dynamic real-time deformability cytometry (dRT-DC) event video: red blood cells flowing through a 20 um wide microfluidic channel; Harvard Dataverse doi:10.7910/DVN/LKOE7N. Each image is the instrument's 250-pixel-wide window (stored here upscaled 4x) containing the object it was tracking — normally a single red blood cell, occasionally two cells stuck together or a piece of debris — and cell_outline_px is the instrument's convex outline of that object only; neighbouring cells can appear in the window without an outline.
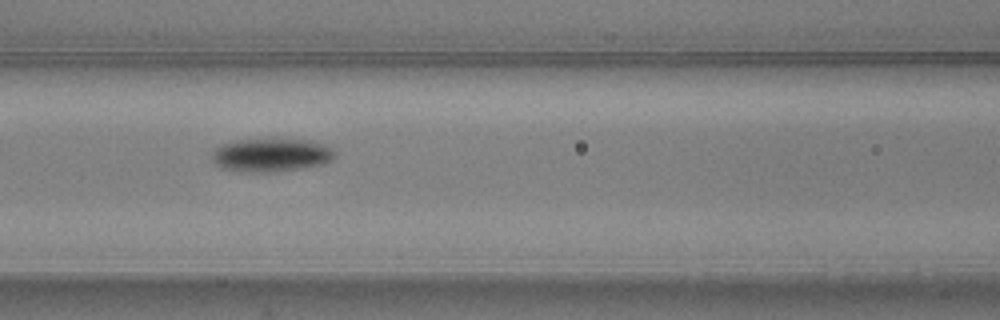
{"species": "common noctule bat (a hibernating species)", "species_latin": "Nyctalus noctula", "temperature_condition": "warm", "stored_images_in_passage": 16, "camera_frame_rate_fps": 3000, "um_per_image_px": 0.085, "animal": {"sex": "male", "body_mass_g": 20.5, "forearm_length_mm": 52.5}, "frame": {"image": 1, "passage_image": 9, "time_ms": 2.667, "image_size_px": [1000, 320], "cell_outline_px": [[336, 156], [332, 160], [324, 164], [272, 172], [240, 172], [220, 168], [212, 160], [212, 156], [216, 148], [220, 144], [232, 140], [276, 136], [312, 140], [324, 144], [332, 148], [336, 152]], "centroid_in_image_um": [23.05, 13.12], "position_along_channel_um": 143.5, "area_um2": 25.09}}
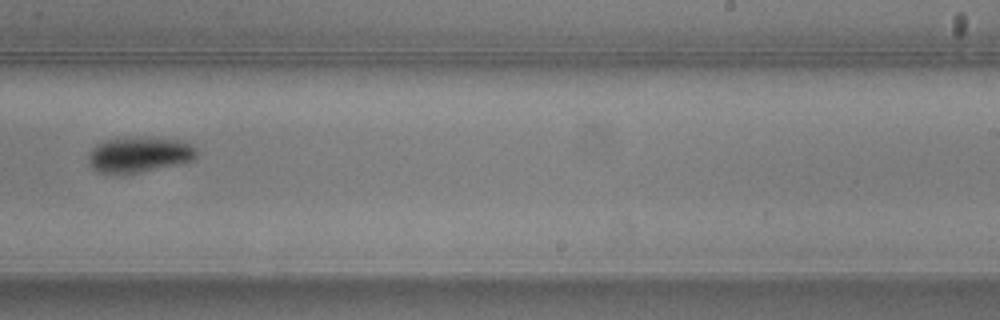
{"frame": {"image": 2, "passage_image": 12, "time_ms": 3.667, "image_size_px": [1000, 320], "cell_outline_px": [[196, 156], [192, 160], [176, 164], [140, 172], [120, 176], [96, 172], [88, 164], [88, 156], [92, 148], [96, 144], [108, 140], [184, 140], [192, 144], [196, 148]], "centroid_in_image_um": [11.77, 13.22], "position_along_channel_um": 277.2, "area_um2": 21.79}}
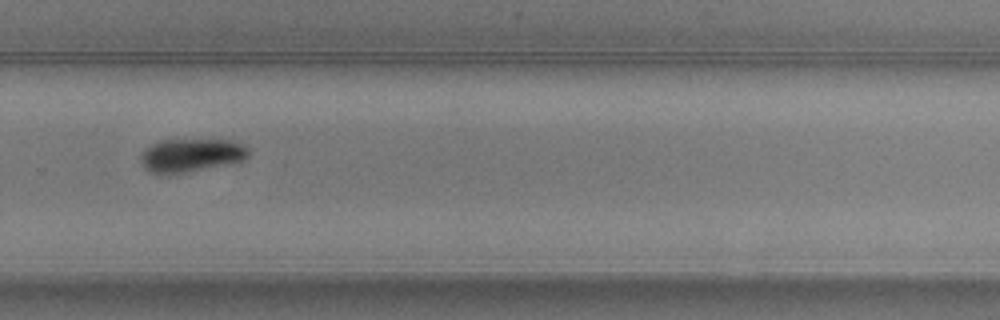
{"frame": {"image": 3, "passage_image": 13, "time_ms": 4.0, "image_size_px": [1000, 320], "cell_outline_px": [[248, 156], [244, 160], [188, 172], [148, 172], [144, 168], [140, 160], [140, 156], [152, 144], [160, 140], [228, 140], [240, 144], [248, 148]], "centroid_in_image_um": [16.24, 13.18], "position_along_channel_um": 313.6, "area_um2": 20.35}}